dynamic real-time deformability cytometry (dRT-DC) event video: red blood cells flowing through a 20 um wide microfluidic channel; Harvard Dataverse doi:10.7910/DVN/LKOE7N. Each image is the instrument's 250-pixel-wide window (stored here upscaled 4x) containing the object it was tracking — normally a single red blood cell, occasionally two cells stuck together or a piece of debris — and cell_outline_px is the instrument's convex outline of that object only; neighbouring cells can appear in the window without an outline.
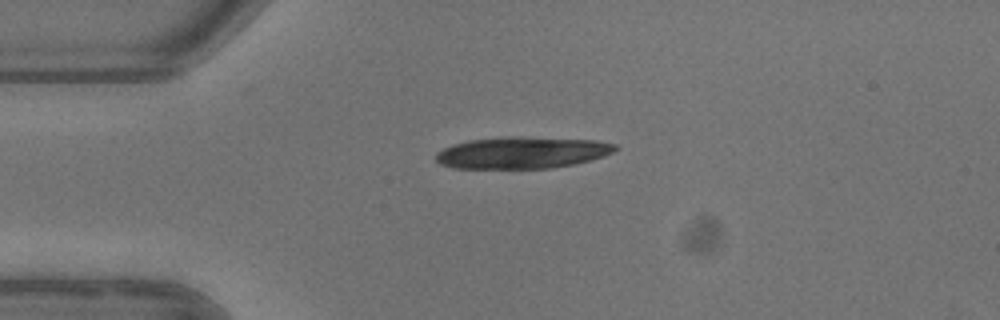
{"species": "common noctule bat (a hibernating species)", "species_latin": "Nyctalus noctula", "temperature_condition": "warm", "stored_images_in_passage": 3, "camera_frame_rate_fps": 3000, "um_per_image_px": 0.085, "animal": {"sex": "female"}, "frame": {"image": 1, "passage_image": 1, "time_ms": 0.0, "image_size_px": [1000, 320], "cell_outline_px": [[620, 148], [604, 156], [572, 164], [552, 168], [452, 168], [440, 164], [436, 160], [436, 152], [444, 148], [456, 144], [472, 140], [508, 136], [596, 140], [616, 144]], "centroid_in_image_um": [44.39, 12.97], "position_along_channel_um": 40.6, "area_um2": 32.89}}